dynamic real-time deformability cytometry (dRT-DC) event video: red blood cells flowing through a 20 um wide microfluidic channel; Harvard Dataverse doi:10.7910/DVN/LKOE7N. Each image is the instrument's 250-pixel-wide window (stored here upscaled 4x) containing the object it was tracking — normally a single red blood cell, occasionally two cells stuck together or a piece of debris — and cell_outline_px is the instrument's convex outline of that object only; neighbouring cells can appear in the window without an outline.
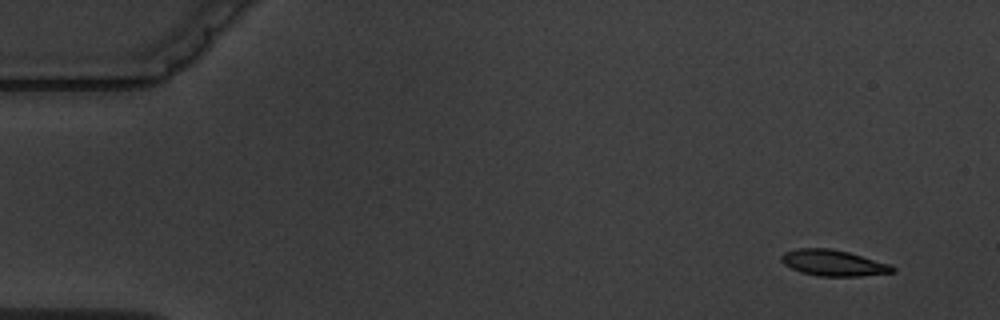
{"species": "common noctule bat (a hibernating species)", "species_latin": "Nyctalus noctula", "temperature_condition": "warm", "stored_images_in_passage": 6, "camera_frame_rate_fps": 3000, "um_per_image_px": 0.085, "animal": {"sex": "male", "body_mass_g": 19.5, "forearm_length_mm": 54.6}, "frame": {"image": 1, "passage_image": 1, "time_ms": 0.0, "image_size_px": [1000, 320], "cell_outline_px": [[896, 272], [860, 276], [816, 276], [800, 272], [784, 264], [780, 260], [780, 256], [784, 252], [800, 248], [828, 248], [848, 252], [892, 264], [896, 268]], "centroid_in_image_um": [70.86, 22.35], "position_along_channel_um": 14.1, "area_um2": 16.99}}
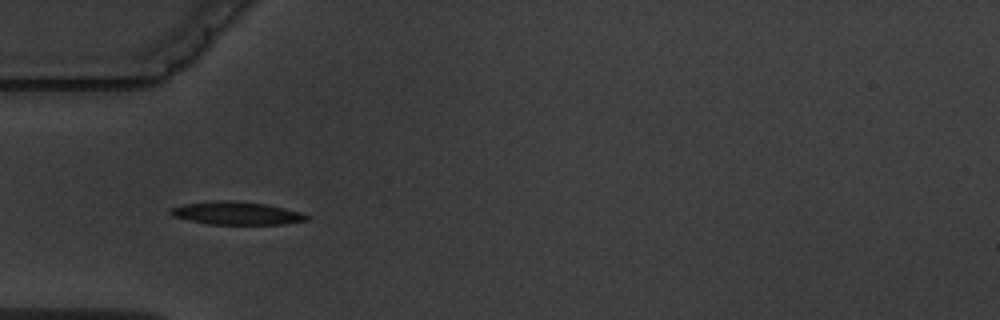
{"frame": {"image": 2, "passage_image": 5, "time_ms": 4.667, "image_size_px": [1000, 320], "cell_outline_px": [[308, 220], [280, 224], [208, 224], [172, 216], [168, 212], [168, 208], [184, 204], [212, 200], [232, 200], [268, 204], [300, 212], [308, 216]], "centroid_in_image_um": [20.04, 18.1], "position_along_channel_um": 65.0, "area_um2": 18.26}}